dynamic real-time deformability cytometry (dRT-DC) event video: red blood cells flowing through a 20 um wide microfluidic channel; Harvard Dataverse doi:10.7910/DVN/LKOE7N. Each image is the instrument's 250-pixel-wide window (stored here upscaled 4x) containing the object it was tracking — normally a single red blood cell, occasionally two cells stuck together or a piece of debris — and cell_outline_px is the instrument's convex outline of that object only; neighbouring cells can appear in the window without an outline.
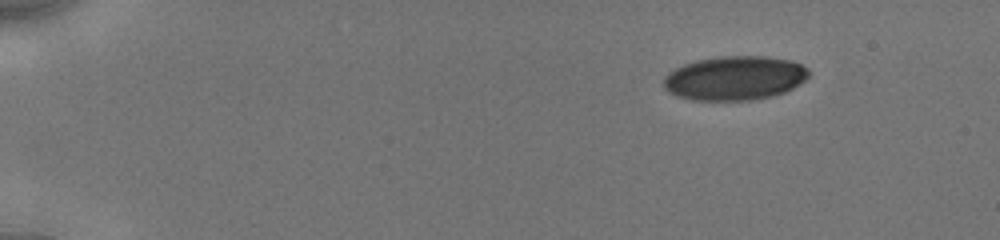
{"species": "human", "species_latin": "Homo sapiens", "temperature_condition": "cold", "stored_images_in_passage": 13, "camera_frame_rate_fps": 3000, "um_per_image_px": 0.085, "donor": {"sex": "male"}, "frame": {"image": 1, "passage_image": 1, "time_ms": 0.0, "image_size_px": [1000, 240], "cell_outline_px": [[808, 76], [804, 80], [792, 88], [784, 92], [772, 96], [752, 100], [692, 100], [676, 96], [668, 92], [664, 88], [664, 76], [668, 72], [684, 64], [696, 60], [720, 56], [764, 56], [792, 60], [808, 68]], "centroid_in_image_um": [62.42, 6.64], "position_along_channel_um": 22.6, "area_um2": 37.4}}
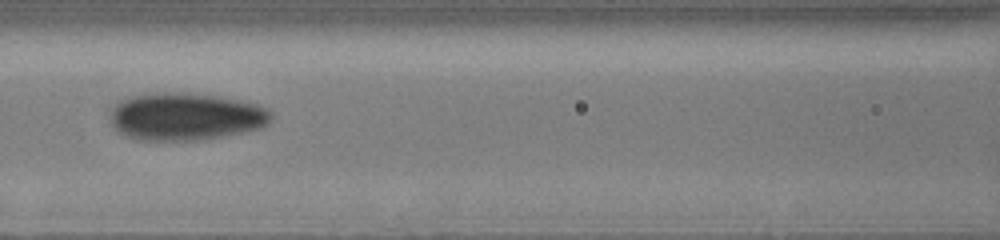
{"frame": {"image": 2, "passage_image": 10, "time_ms": 6.333, "image_size_px": [1000, 240], "cell_outline_px": [[272, 120], [264, 128], [224, 136], [196, 140], [136, 140], [124, 136], [116, 132], [112, 124], [112, 108], [120, 100], [132, 96], [156, 92], [172, 92], [216, 96], [240, 100], [256, 104], [268, 108], [272, 112]], "centroid_in_image_um": [15.8, 9.92], "position_along_channel_um": 150.8, "area_um2": 44.85}}
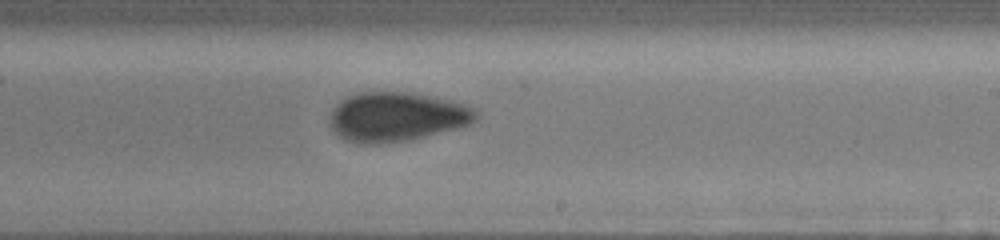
{"frame": {"image": 3, "passage_image": 13, "time_ms": 9.0, "image_size_px": [1000, 240], "cell_outline_px": [[480, 116], [472, 124], [460, 128], [424, 136], [404, 140], [380, 144], [360, 144], [344, 140], [332, 128], [328, 120], [332, 108], [336, 104], [348, 96], [356, 92], [412, 92], [452, 100], [476, 108], [480, 112]], "centroid_in_image_um": [33.75, 9.92], "position_along_channel_um": 255.3, "area_um2": 42.54}}